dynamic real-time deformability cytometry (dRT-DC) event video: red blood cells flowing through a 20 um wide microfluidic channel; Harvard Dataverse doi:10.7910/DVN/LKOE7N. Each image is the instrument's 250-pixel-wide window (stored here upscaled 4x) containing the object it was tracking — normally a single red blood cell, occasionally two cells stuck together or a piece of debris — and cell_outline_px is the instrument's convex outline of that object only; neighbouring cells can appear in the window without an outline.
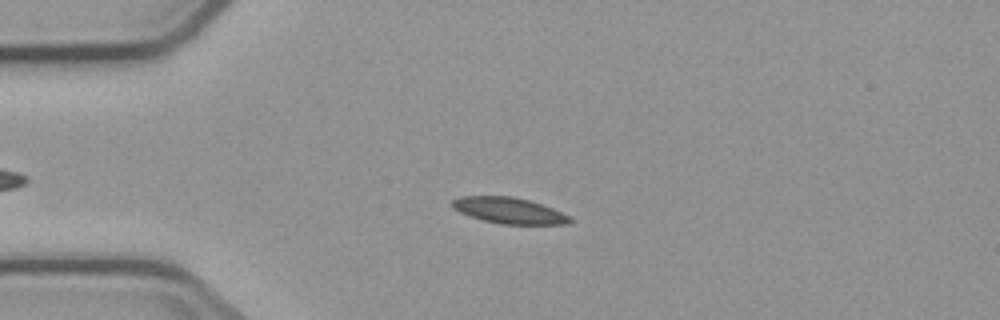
{"species": "common noctule bat (a hibernating species)", "species_latin": "Nyctalus noctula", "temperature_condition": "cold", "stored_images_in_passage": 5, "camera_frame_rate_fps": 3000, "um_per_image_px": 0.085, "animal": {"sex": "male", "body_mass_g": 23.1, "forearm_length_mm": 52.7}, "frame": {"image": 1, "passage_image": 4, "time_ms": 3.667, "image_size_px": [1000, 320], "cell_outline_px": [[572, 220], [568, 224], [500, 224], [468, 216], [452, 208], [452, 200], [460, 196], [512, 196], [528, 200], [552, 208], [572, 216]], "centroid_in_image_um": [43.26, 17.89], "position_along_channel_um": 41.7, "area_um2": 17.86}}